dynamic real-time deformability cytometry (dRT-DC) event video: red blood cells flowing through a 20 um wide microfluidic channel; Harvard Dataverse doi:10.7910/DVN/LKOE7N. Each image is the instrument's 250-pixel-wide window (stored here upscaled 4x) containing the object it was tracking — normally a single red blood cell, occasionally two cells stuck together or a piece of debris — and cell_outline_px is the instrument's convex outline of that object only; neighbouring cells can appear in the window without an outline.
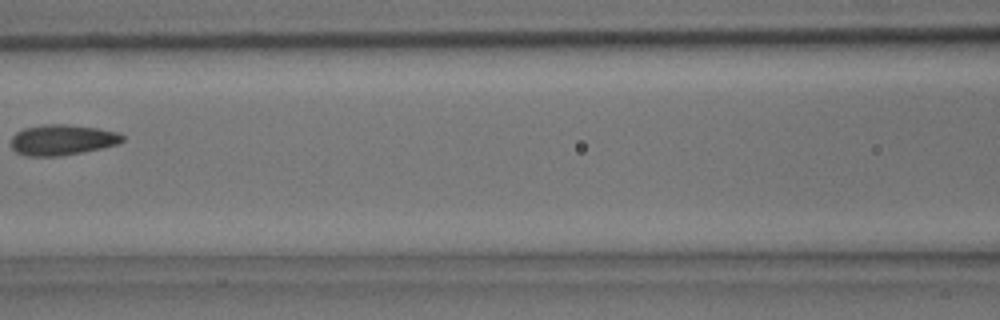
{"species": "common noctule bat (a hibernating species)", "species_latin": "Nyctalus noctula", "temperature_condition": "room temperature", "stored_images_in_passage": 5, "camera_frame_rate_fps": 3000, "um_per_image_px": 0.085, "animal": {"sex": "male", "body_mass_g": 15.6}, "frame": {"image": 1, "passage_image": 5, "time_ms": 1.333, "image_size_px": [1000, 320], "cell_outline_px": [[124, 140], [120, 144], [80, 152], [56, 156], [28, 156], [16, 152], [12, 148], [12, 136], [16, 132], [24, 128], [40, 124], [68, 124], [96, 128], [120, 132], [124, 136]], "centroid_in_image_um": [5.3, 11.87], "position_along_channel_um": 161.3, "area_um2": 19.88}}